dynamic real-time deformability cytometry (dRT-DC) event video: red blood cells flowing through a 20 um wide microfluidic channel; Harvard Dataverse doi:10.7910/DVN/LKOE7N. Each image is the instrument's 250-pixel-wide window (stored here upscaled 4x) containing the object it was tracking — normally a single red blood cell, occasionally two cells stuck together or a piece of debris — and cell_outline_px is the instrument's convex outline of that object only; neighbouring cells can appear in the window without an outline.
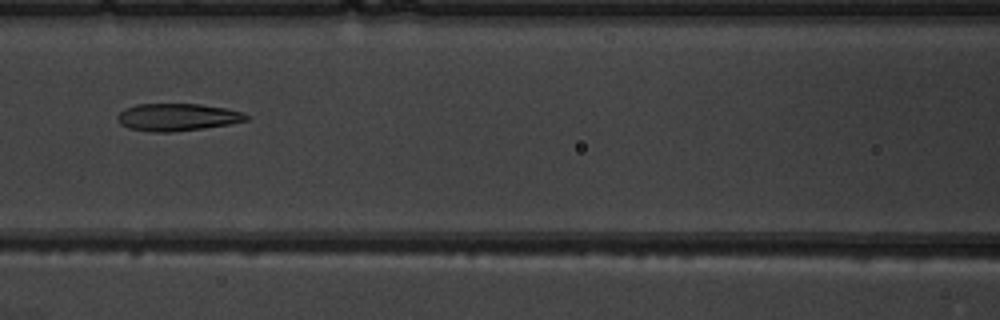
{"species": "common noctule bat (a hibernating species)", "species_latin": "Nyctalus noctula", "temperature_condition": "warm", "stored_images_in_passage": 4, "camera_frame_rate_fps": 3000, "um_per_image_px": 0.085, "animal": {"sex": "male", "body_mass_g": 19.5, "forearm_length_mm": 54.6}, "frame": {"image": 1, "passage_image": 4, "time_ms": 3.333, "image_size_px": [1000, 320], "cell_outline_px": [[248, 120], [228, 124], [204, 128], [172, 132], [152, 132], [128, 128], [120, 124], [116, 116], [124, 108], [136, 104], [200, 104], [228, 108], [244, 112], [248, 116]], "centroid_in_image_um": [15.07, 9.95], "position_along_channel_um": 151.5, "area_um2": 20.69}}